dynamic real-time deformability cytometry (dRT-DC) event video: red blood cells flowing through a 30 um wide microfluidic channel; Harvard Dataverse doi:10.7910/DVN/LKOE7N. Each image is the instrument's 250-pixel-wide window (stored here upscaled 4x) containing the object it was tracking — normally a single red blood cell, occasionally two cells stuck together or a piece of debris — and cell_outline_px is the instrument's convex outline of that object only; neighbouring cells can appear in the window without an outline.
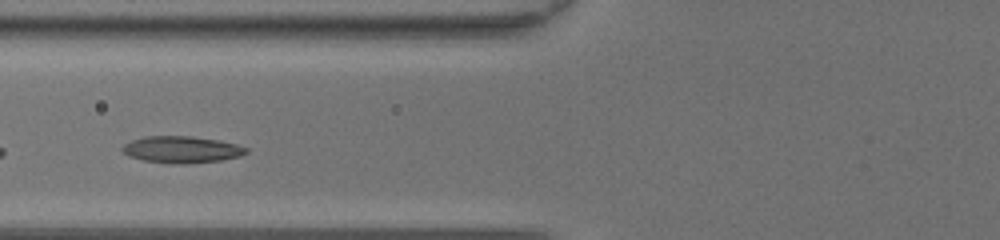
{"species": "common noctule bat (a hibernating species)", "species_latin": "Nyctalus noctula", "temperature_condition": "room temperature", "stored_images_in_passage": 37, "segment_of_instrument_passage": [2, 2], "camera_frame_rate_fps": 3000, "um_per_image_px": 0.085, "animal": {"sex": "female", "body_mass_g": 20.0, "forearm_length_mm": 54.0}, "frame": {"image": 1, "passage_image": 10, "time_ms": 3.0, "image_size_px": [1000, 240], "cell_outline_px": [[248, 152], [240, 156], [220, 160], [184, 164], [172, 164], [144, 160], [128, 156], [120, 148], [124, 144], [132, 140], [148, 136], [192, 136], [216, 140], [236, 144], [248, 148]], "centroid_in_image_um": [15.43, 12.71], "position_along_channel_um": 110.4, "area_um2": 19.19}}
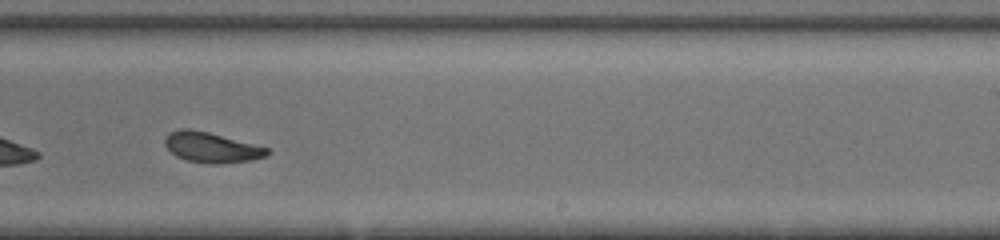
{"frame": {"image": 2, "passage_image": 21, "time_ms": 6.667, "image_size_px": [1000, 240], "cell_outline_px": [[272, 152], [268, 156], [252, 160], [220, 164], [208, 164], [188, 160], [176, 156], [164, 144], [164, 140], [168, 132], [180, 128], [188, 128], [208, 132], [268, 148]], "centroid_in_image_um": [17.98, 12.53], "position_along_channel_um": 271.0, "area_um2": 18.09}}
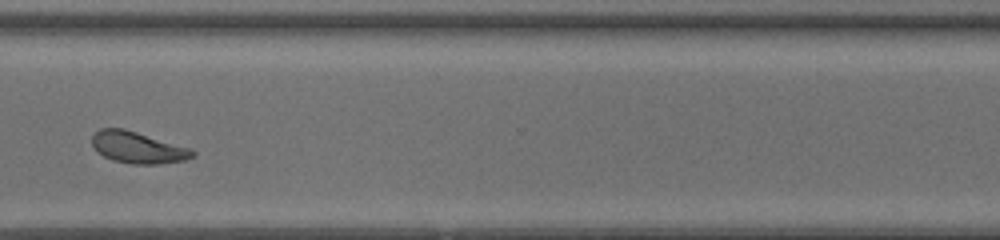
{"frame": {"image": 3, "passage_image": 27, "time_ms": 8.667, "image_size_px": [1000, 240], "cell_outline_px": [[196, 156], [184, 160], [160, 164], [132, 164], [112, 160], [104, 156], [92, 144], [92, 136], [100, 128], [124, 128], [192, 148], [196, 152]], "centroid_in_image_um": [11.77, 12.54], "position_along_channel_um": 358.8, "area_um2": 18.55}}